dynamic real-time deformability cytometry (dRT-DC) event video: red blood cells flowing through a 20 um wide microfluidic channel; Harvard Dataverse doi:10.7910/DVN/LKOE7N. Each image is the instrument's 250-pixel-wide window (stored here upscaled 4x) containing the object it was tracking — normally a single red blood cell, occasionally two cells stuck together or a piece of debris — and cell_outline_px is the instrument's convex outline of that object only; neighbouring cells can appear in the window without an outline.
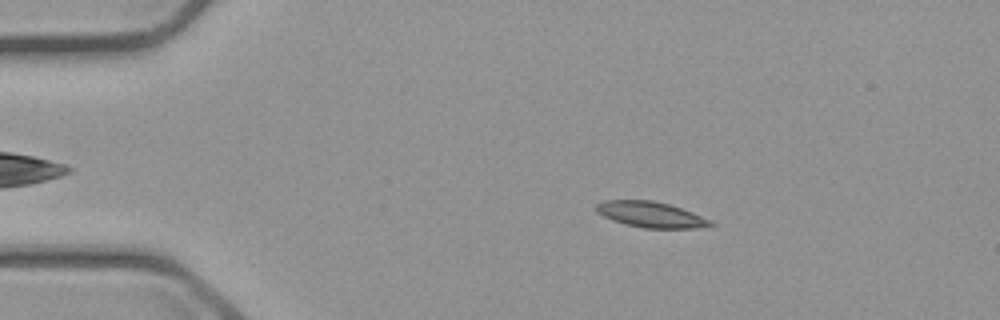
{"species": "common noctule bat (a hibernating species)", "species_latin": "Nyctalus noctula", "temperature_condition": "cold", "stored_images_in_passage": 3, "camera_frame_rate_fps": 3000, "um_per_image_px": 0.085, "animal": {"sex": "male", "body_mass_g": 23.1, "forearm_length_mm": 52.7}, "frame": {"image": 1, "passage_image": 2, "time_ms": 1.333, "image_size_px": [1000, 320], "cell_outline_px": [[716, 224], [696, 228], [644, 228], [624, 224], [612, 220], [596, 212], [596, 204], [604, 200], [652, 200], [668, 204], [692, 212], [712, 220]], "centroid_in_image_um": [55.31, 18.24], "position_along_channel_um": 29.7, "area_um2": 17.11}}